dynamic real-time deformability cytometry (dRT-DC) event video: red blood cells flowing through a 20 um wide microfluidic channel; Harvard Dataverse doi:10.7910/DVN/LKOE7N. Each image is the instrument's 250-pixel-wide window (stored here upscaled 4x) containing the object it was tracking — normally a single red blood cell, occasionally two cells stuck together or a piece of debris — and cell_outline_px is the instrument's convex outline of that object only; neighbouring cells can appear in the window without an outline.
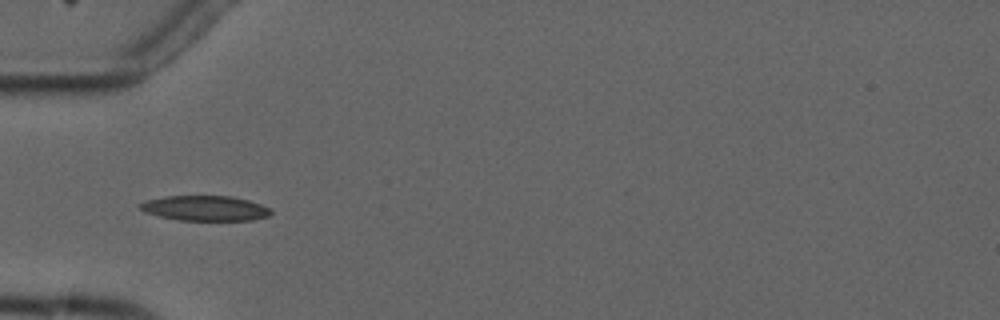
{"species": "common noctule bat (a hibernating species)", "species_latin": "Nyctalus noctula", "temperature_condition": "cold", "stored_images_in_passage": 2, "camera_frame_rate_fps": 3000, "um_per_image_px": 0.085, "animal": {"sex": "male", "forearm_length_mm": 52.5}, "frame": {"image": 1, "passage_image": 1, "time_ms": 0.0, "image_size_px": [1000, 320], "cell_outline_px": [[272, 212], [268, 216], [252, 220], [180, 220], [160, 216], [144, 212], [136, 204], [144, 200], [164, 196], [232, 196], [248, 200], [272, 208]], "centroid_in_image_um": [17.41, 17.69], "position_along_channel_um": 67.6, "area_um2": 19.25}}